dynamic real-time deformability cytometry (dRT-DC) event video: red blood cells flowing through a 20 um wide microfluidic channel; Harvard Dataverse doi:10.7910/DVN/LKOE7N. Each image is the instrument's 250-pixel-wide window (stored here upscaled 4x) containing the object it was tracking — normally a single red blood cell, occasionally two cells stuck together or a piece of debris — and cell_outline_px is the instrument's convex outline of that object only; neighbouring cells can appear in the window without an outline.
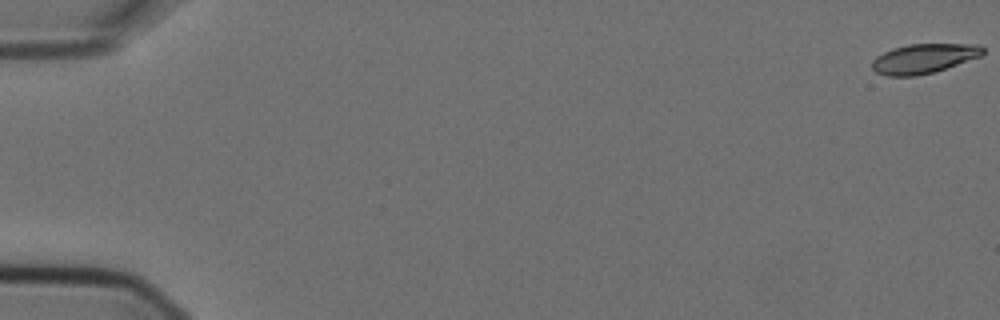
{"species": "Egyptian fruit bat (a non-hibernating species)", "species_latin": "Rousettus aegyptiacus", "temperature_condition": "cold", "stored_images_in_passage": 10, "camera_frame_rate_fps": 3000, "um_per_image_px": 0.085, "animal": {"sex": "female"}, "frame": {"image": 1, "passage_image": 1, "time_ms": 0.0, "image_size_px": [1000, 320], "cell_outline_px": [[984, 52], [980, 56], [932, 72], [916, 76], [888, 76], [876, 72], [872, 68], [872, 60], [876, 56], [892, 48], [908, 44], [976, 44], [984, 48]], "centroid_in_image_um": [78.47, 4.97], "position_along_channel_um": 6.5, "area_um2": 18.84}}
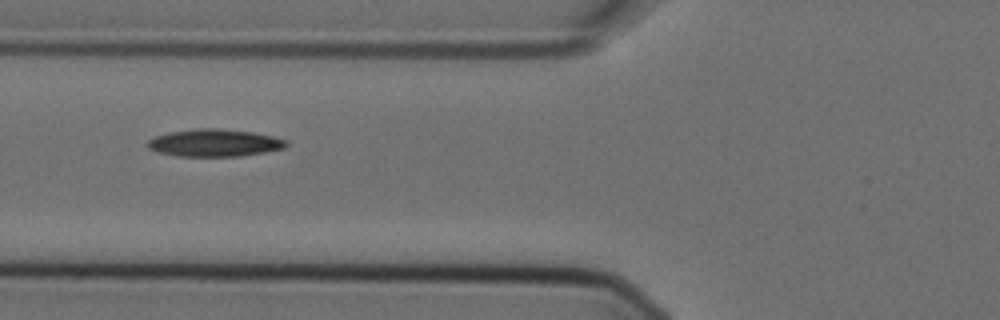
{"frame": {"image": 2, "passage_image": 6, "time_ms": 1.667, "image_size_px": [1000, 320], "cell_outline_px": [[288, 144], [284, 148], [264, 152], [240, 156], [176, 156], [156, 152], [148, 148], [148, 140], [156, 136], [168, 132], [200, 128], [216, 128], [252, 132], [272, 136], [288, 140]], "centroid_in_image_um": [18.22, 12.14], "position_along_channel_um": 107.6, "area_um2": 22.08}}
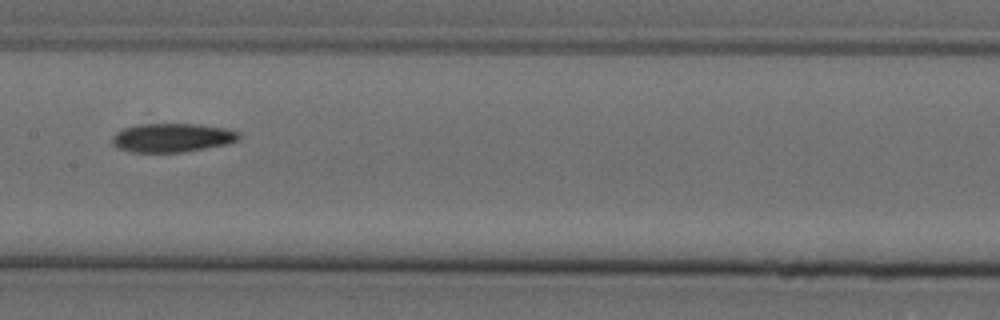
{"frame": {"image": 3, "passage_image": 8, "time_ms": 2.333, "image_size_px": [1000, 320], "cell_outline_px": [[240, 136], [236, 140], [228, 144], [180, 152], [128, 152], [116, 148], [112, 144], [112, 136], [116, 132], [124, 128], [136, 124], [200, 124], [228, 128], [240, 132]], "centroid_in_image_um": [14.61, 11.7], "position_along_channel_um": 192.8, "area_um2": 21.44}}